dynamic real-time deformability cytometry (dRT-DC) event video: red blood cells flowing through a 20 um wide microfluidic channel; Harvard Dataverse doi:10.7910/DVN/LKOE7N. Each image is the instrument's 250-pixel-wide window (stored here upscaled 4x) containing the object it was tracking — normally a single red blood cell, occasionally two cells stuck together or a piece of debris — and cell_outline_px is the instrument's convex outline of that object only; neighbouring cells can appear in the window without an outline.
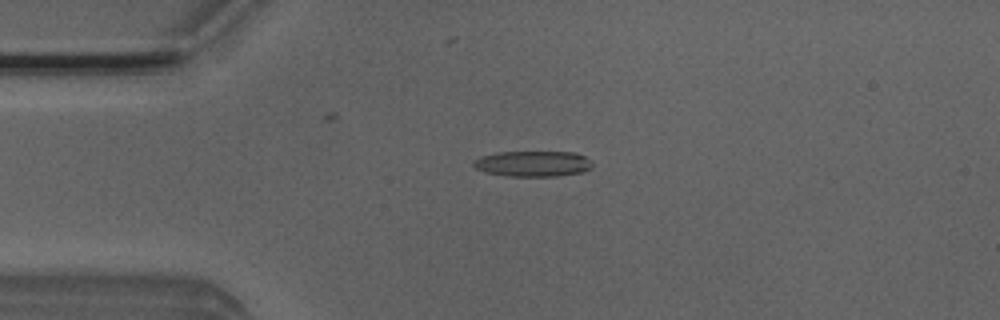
{"species": "Egyptian fruit bat (a non-hibernating species)", "species_latin": "Rousettus aegyptiacus", "temperature_condition": "room temperature", "stored_images_in_passage": 4, "camera_frame_rate_fps": 3000, "um_per_image_px": 0.085, "animal": {"sex": "male"}, "frame": {"image": 1, "passage_image": 3, "time_ms": 0.667, "image_size_px": [1000, 320], "cell_outline_px": [[592, 168], [584, 172], [556, 176], [508, 176], [484, 172], [476, 168], [472, 164], [480, 156], [496, 152], [576, 152], [584, 156], [592, 164]], "centroid_in_image_um": [45.3, 13.91], "position_along_channel_um": 39.7, "area_um2": 17.8}}